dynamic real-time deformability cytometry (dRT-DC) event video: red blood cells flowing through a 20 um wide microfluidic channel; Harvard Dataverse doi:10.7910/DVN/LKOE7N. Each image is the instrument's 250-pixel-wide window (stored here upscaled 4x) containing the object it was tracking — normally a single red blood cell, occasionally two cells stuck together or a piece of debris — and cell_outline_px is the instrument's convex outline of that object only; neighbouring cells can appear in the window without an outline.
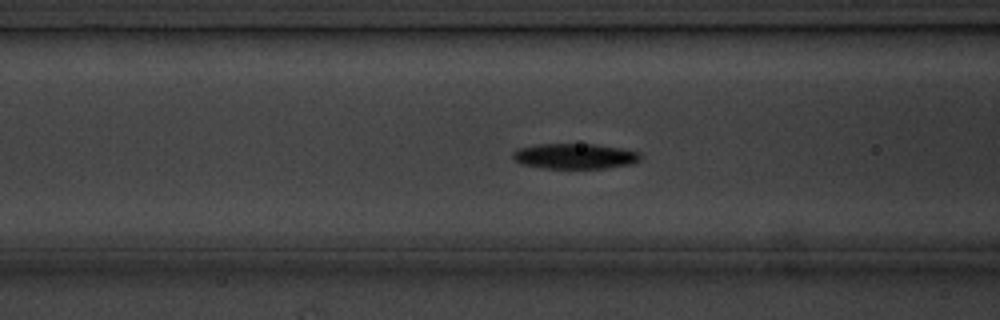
{"species": "common noctule bat (a hibernating species)", "species_latin": "Nyctalus noctula", "temperature_condition": "cold", "stored_images_in_passage": 57, "segment_of_instrument_passage": [1, 2], "camera_frame_rate_fps": 3000, "um_per_image_px": 0.085, "animal": {"sex": "male", "body_mass_g": 20.1, "forearm_length_mm": 53.5}, "frame": {"image": 1, "passage_image": 21, "time_ms": 6.667, "image_size_px": [1000, 320], "cell_outline_px": [[640, 160], [632, 164], [604, 168], [544, 168], [520, 164], [512, 156], [512, 152], [516, 148], [536, 144], [596, 144], [624, 148], [640, 152]], "centroid_in_image_um": [48.85, 13.26], "position_along_channel_um": 117.7, "area_um2": 19.07}}
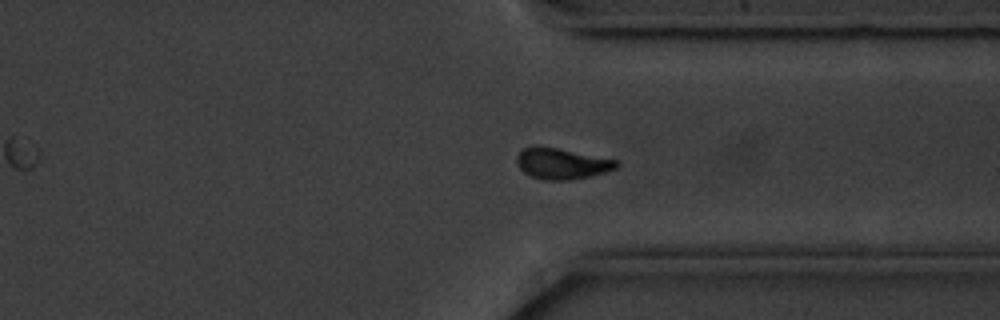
{"frame": {"image": 2, "passage_image": 42, "time_ms": 13.667, "image_size_px": [1000, 320], "cell_outline_px": [[620, 164], [616, 168], [604, 172], [572, 180], [544, 180], [528, 176], [520, 168], [516, 160], [516, 156], [524, 148], [532, 144], [556, 148], [620, 160]], "centroid_in_image_um": [47.73, 13.9], "position_along_channel_um": 363.7, "area_um2": 18.15}}
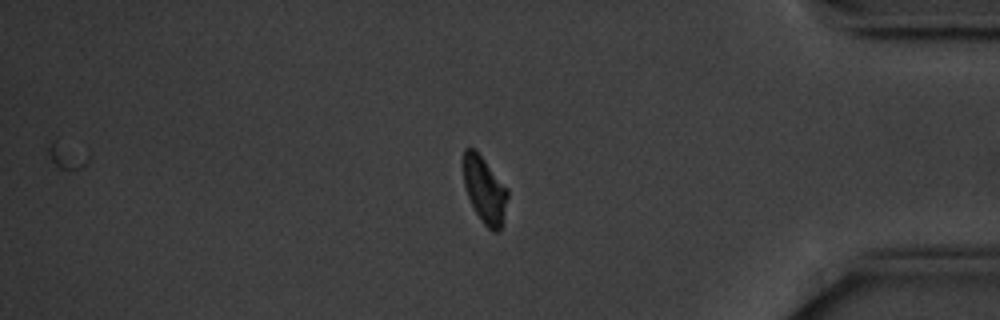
{"frame": {"image": 3, "passage_image": 47, "time_ms": 15.333, "image_size_px": [1000, 320], "cell_outline_px": [[508, 196], [500, 232], [492, 232], [480, 220], [468, 196], [464, 184], [464, 148], [476, 148], [508, 188]], "centroid_in_image_um": [41.21, 16.13], "position_along_channel_um": 394.0, "area_um2": 17.22}}